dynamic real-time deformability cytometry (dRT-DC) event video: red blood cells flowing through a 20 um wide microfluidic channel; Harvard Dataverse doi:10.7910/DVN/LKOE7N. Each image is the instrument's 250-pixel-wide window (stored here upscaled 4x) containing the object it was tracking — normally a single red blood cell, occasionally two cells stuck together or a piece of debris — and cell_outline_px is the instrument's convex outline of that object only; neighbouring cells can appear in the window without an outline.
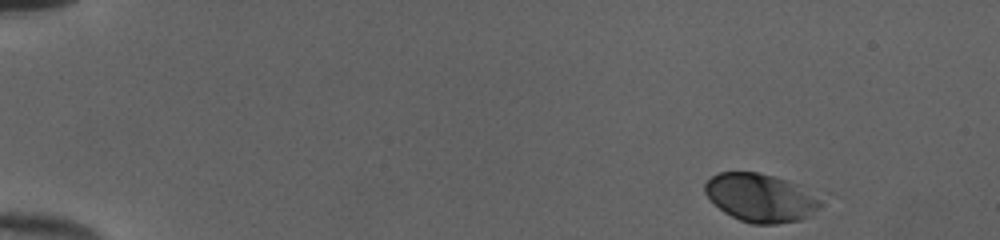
{"species": "human", "species_latin": "Homo sapiens", "temperature_condition": "cold", "stored_images_in_passage": 47, "camera_frame_rate_fps": 3000, "um_per_image_px": 0.085, "donor": {"sex": "female"}, "frame": {"image": 1, "passage_image": 1, "time_ms": 0.0, "image_size_px": [1000, 240], "cell_outline_px": [[824, 204], [812, 216], [800, 220], [776, 224], [752, 224], [740, 220], [724, 212], [704, 192], [704, 184], [712, 176], [720, 172], [756, 172], [788, 180], [800, 184], [820, 200]], "centroid_in_image_um": [64.69, 16.81], "position_along_channel_um": 20.3, "area_um2": 32.6}}
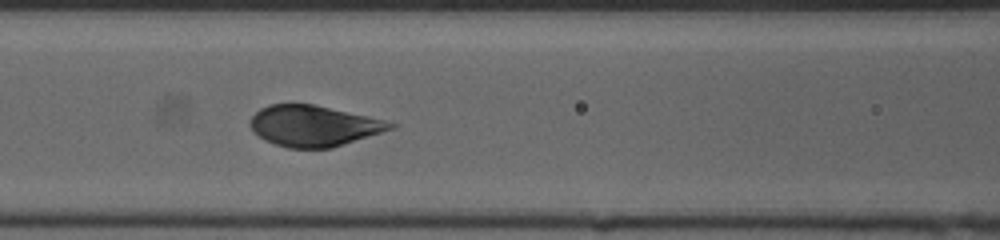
{"frame": {"image": 2, "passage_image": 20, "time_ms": 6.333, "image_size_px": [1000, 240], "cell_outline_px": [[400, 124], [396, 128], [332, 148], [288, 148], [264, 140], [252, 132], [248, 124], [252, 116], [260, 108], [268, 104], [312, 104], [368, 116]], "centroid_in_image_um": [26.66, 10.7], "position_along_channel_um": 139.9, "area_um2": 33.58}}
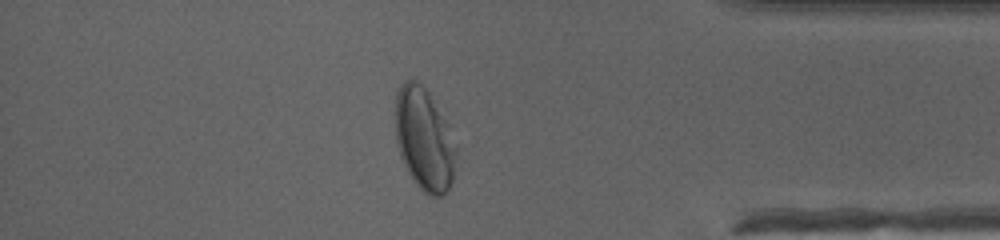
{"frame": {"image": 3, "passage_image": 41, "time_ms": 13.333, "image_size_px": [1000, 240], "cell_outline_px": [[456, 156], [452, 180], [448, 188], [440, 196], [428, 196], [416, 184], [408, 172], [400, 156], [396, 140], [396, 92], [400, 84], [404, 80], [416, 80], [428, 92], [448, 124], [456, 148]], "centroid_in_image_um": [36.05, 11.83], "position_along_channel_um": 399.2, "area_um2": 36.01}, "authors_computed_cell_mechanics": {"area_um2": 34.1598, "velocity_mm_per_s": 3.9878, "shape_relaxation_time_tau1_ms": 2.8781, "shape_relaxation_time_tau2_ms": null, "deformation_change_tau1": 0.1555, "deformation_change_tau2": null}}